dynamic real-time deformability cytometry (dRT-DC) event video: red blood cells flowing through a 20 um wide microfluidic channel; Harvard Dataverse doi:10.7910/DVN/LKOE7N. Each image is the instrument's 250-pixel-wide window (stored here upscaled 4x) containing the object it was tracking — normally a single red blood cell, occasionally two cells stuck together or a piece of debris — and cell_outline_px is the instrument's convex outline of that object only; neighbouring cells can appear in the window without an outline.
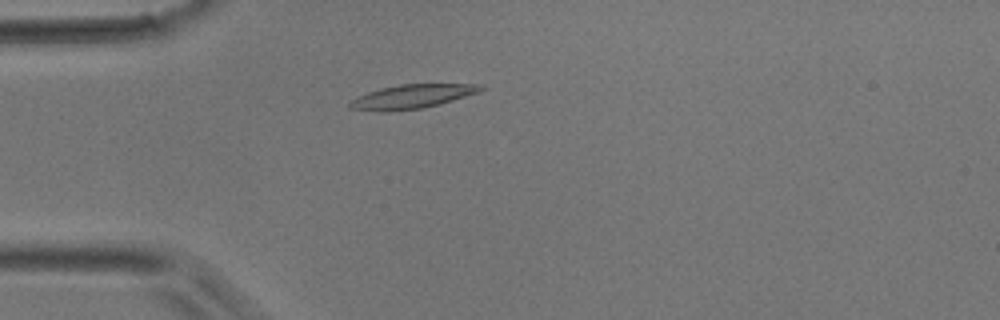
{"species": "common noctule bat (a hibernating species)", "species_latin": "Nyctalus noctula", "temperature_condition": "room temperature", "stored_images_in_passage": 1, "camera_frame_rate_fps": 3000, "um_per_image_px": 0.085, "animal": {"sex": "male", "body_mass_g": 17.9}, "frame": {"image": 1, "passage_image": 1, "time_ms": 0.0, "image_size_px": [1000, 320], "cell_outline_px": [[484, 88], [480, 92], [440, 104], [420, 108], [388, 112], [380, 112], [348, 108], [348, 104], [356, 96], [380, 88], [400, 84], [480, 84]], "centroid_in_image_um": [34.98, 8.21], "position_along_channel_um": 50.0, "area_um2": 18.38}}